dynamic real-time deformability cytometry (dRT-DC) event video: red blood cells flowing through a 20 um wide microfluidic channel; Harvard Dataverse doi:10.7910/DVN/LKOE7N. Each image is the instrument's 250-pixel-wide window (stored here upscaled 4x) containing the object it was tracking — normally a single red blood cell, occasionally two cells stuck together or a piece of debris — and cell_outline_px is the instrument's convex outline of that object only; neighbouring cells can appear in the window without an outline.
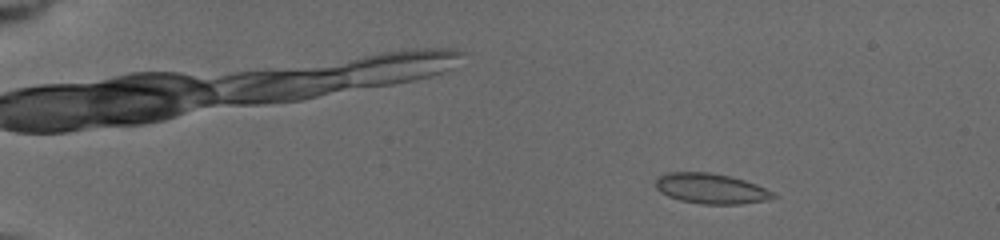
{"species": "common noctule bat (a hibernating species)", "species_latin": "Nyctalus noctula", "temperature_condition": "cold", "stored_images_in_passage": 77, "camera_frame_rate_fps": 3000, "um_per_image_px": 0.085, "animal": {"sex": "female", "body_mass_g": 19.5, "forearm_length_mm": 54.1}, "frame": {"image": 1, "passage_image": 11, "time_ms": 2.333, "image_size_px": [1000, 240], "cell_outline_px": [[780, 196], [764, 200], [740, 204], [704, 204], [680, 200], [668, 196], [660, 192], [656, 188], [656, 180], [660, 176], [668, 172], [712, 172], [744, 180], [756, 184]], "centroid_in_image_um": [60.42, 16.02], "position_along_channel_um": 24.6, "area_um2": 20.58}}
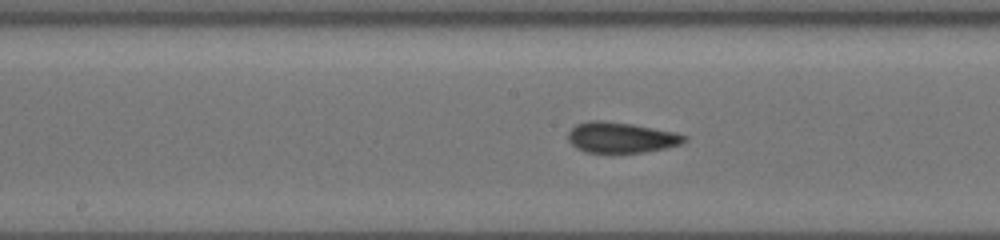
{"frame": {"image": 2, "passage_image": 43, "time_ms": 9.667, "image_size_px": [1000, 240], "cell_outline_px": [[688, 140], [684, 144], [668, 148], [644, 152], [584, 152], [576, 148], [568, 140], [568, 132], [576, 124], [588, 120], [604, 120], [632, 124], [676, 132], [688, 136]], "centroid_in_image_um": [52.84, 11.68], "position_along_channel_um": 195.4, "area_um2": 21.04}}
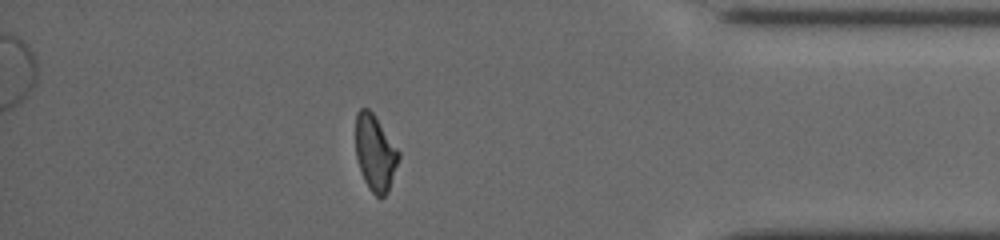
{"frame": {"image": 3, "passage_image": 67, "time_ms": 15.667, "image_size_px": [1000, 240], "cell_outline_px": [[400, 156], [388, 192], [380, 200], [368, 188], [364, 180], [356, 156], [356, 112], [360, 108], [368, 108], [376, 116], [400, 152]], "centroid_in_image_um": [31.89, 13.0], "position_along_channel_um": 403.3, "area_um2": 19.13}, "authors_computed_cell_mechanics": {"area_um2": 20.1722, "velocity_mm_per_s": 3.8989, "shape_relaxation_time_tau1_ms": null, "shape_relaxation_time_tau2_ms": 2.8408, "deformation_change_tau1": null, "deformation_change_tau2": 0.0783}}